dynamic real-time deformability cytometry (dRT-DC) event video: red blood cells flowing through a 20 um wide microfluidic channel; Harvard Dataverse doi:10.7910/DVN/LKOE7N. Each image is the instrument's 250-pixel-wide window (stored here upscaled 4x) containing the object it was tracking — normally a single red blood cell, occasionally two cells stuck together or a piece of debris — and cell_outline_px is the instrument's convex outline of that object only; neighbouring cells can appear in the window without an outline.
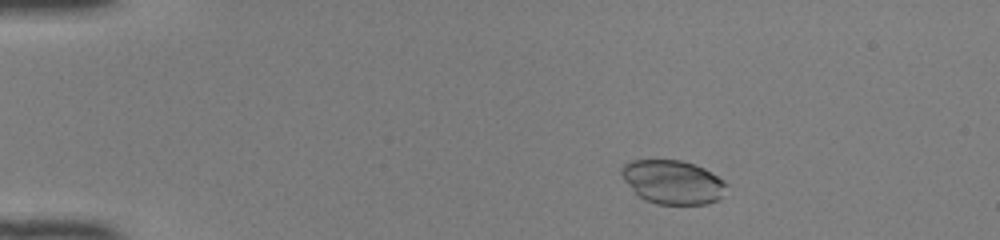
{"species": "common noctule bat (a hibernating species)", "species_latin": "Nyctalus noctula", "temperature_condition": "room temperature", "stored_images_in_passage": 47, "camera_frame_rate_fps": 3000, "um_per_image_px": 0.085, "animal": {"sex": "female", "body_mass_g": 22.0, "forearm_length_mm": 56.7}, "frame": {"image": 1, "passage_image": 6, "time_ms": 1.667, "image_size_px": [1000, 240], "cell_outline_px": [[728, 184], [720, 200], [708, 204], [656, 204], [644, 200], [624, 180], [620, 172], [620, 168], [624, 164], [632, 160], [680, 160], [704, 168], [724, 180]], "centroid_in_image_um": [57.2, 15.48], "position_along_channel_um": 27.8, "area_um2": 26.82}}
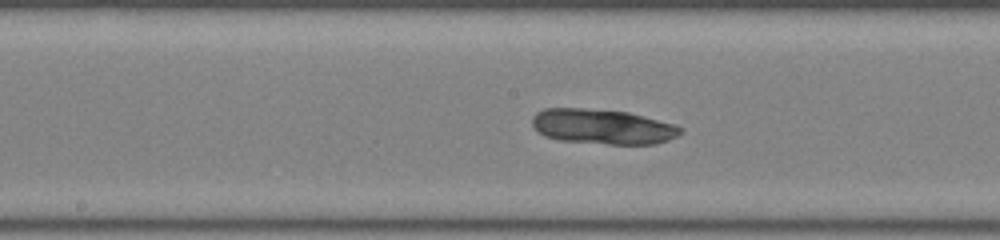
{"frame": {"image": 2, "passage_image": 24, "time_ms": 7.667, "image_size_px": [1000, 240], "cell_outline_px": [[684, 132], [668, 140], [656, 144], [608, 144], [560, 140], [544, 136], [536, 132], [532, 128], [532, 116], [536, 112], [544, 108], [580, 108], [628, 112], [676, 124], [684, 128]], "centroid_in_image_um": [51.21, 10.76], "position_along_channel_um": 197.0, "area_um2": 30.58}}
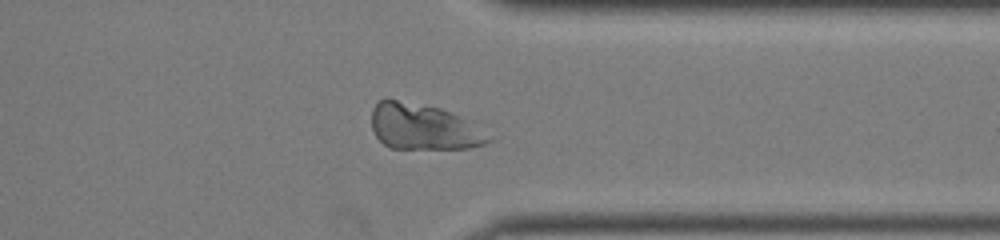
{"frame": {"image": 3, "passage_image": 37, "time_ms": 12.0, "image_size_px": [1000, 240], "cell_outline_px": [[492, 140], [484, 144], [472, 148], [388, 148], [376, 136], [372, 128], [372, 108], [384, 96], [388, 96], [440, 108], [464, 120]], "centroid_in_image_um": [35.85, 10.76], "position_along_channel_um": 375.6, "area_um2": 30.81}}